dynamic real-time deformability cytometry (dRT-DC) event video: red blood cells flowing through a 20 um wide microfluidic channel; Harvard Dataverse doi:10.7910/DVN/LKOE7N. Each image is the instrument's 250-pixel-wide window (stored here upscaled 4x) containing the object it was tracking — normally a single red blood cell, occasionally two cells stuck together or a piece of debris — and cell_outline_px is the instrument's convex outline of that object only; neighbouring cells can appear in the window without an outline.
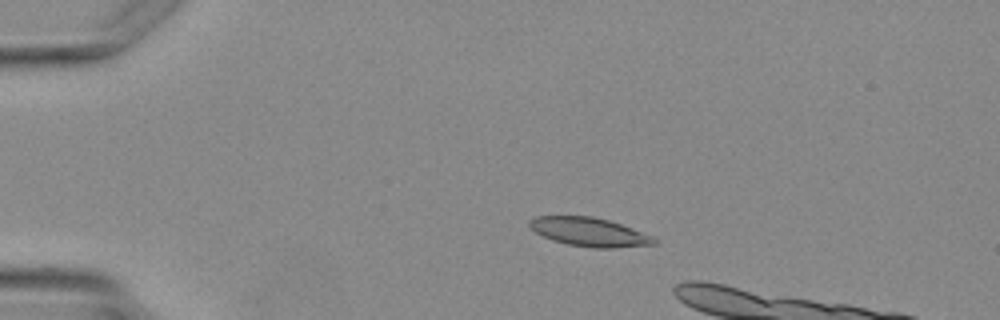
{"species": "Egyptian fruit bat (a non-hibernating species)", "species_latin": "Rousettus aegyptiacus", "temperature_condition": "warm", "stored_images_in_passage": 3, "camera_frame_rate_fps": 3000, "um_per_image_px": 0.085, "animal": {"sex": "female"}, "frame": {"image": 1, "passage_image": 3, "time_ms": 2.333, "image_size_px": [1000, 320], "cell_outline_px": [[656, 244], [616, 248], [592, 248], [568, 244], [552, 240], [536, 232], [528, 224], [528, 220], [536, 216], [592, 216], [608, 220], [620, 224], [652, 236], [656, 240]], "centroid_in_image_um": [50.07, 19.72], "position_along_channel_um": 34.9, "area_um2": 20.69}}